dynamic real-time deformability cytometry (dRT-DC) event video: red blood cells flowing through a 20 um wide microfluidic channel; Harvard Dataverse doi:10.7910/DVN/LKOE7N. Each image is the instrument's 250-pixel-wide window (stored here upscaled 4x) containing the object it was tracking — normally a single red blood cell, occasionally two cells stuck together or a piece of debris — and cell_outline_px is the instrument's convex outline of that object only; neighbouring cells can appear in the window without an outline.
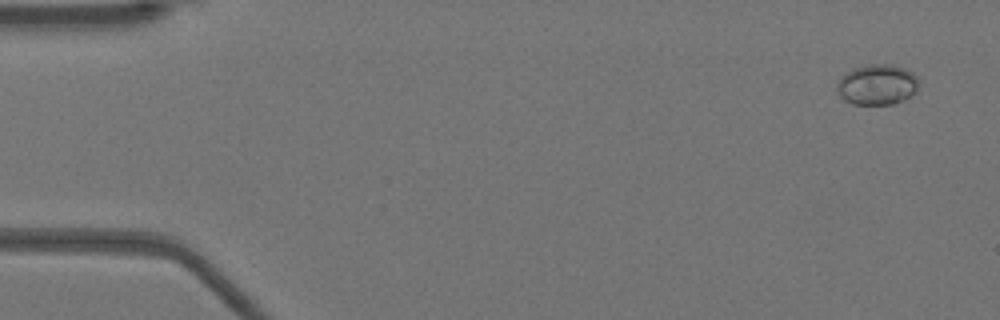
{"species": "Egyptian fruit bat (a non-hibernating species)", "species_latin": "Rousettus aegyptiacus", "temperature_condition": "warm", "stored_images_in_passage": 52, "camera_frame_rate_fps": 3000, "um_per_image_px": 0.085, "animal": {"sex": "female"}, "frame": {"image": 1, "passage_image": 3, "time_ms": 0.667, "image_size_px": [1000, 320], "cell_outline_px": [[920, 84], [916, 92], [904, 100], [892, 104], [852, 104], [844, 100], [840, 96], [836, 88], [836, 84], [840, 76], [852, 68], [868, 64], [892, 64], [904, 68], [912, 72], [920, 80]], "centroid_in_image_um": [74.56, 7.18], "position_along_channel_um": 10.4, "area_um2": 19.71}}
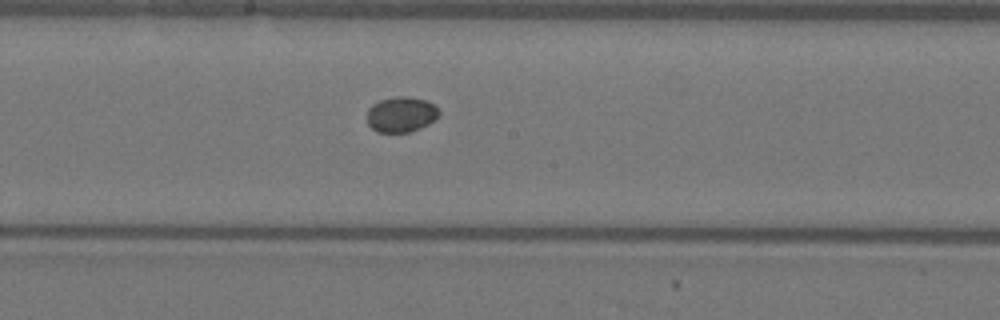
{"frame": {"image": 2, "passage_image": 28, "time_ms": 9.0, "image_size_px": [1000, 320], "cell_outline_px": [[440, 112], [428, 124], [412, 132], [376, 132], [368, 124], [368, 108], [372, 104], [380, 100], [396, 96], [408, 96], [428, 100]], "centroid_in_image_um": [34.07, 9.72], "position_along_channel_um": 214.1, "area_um2": 14.8}}
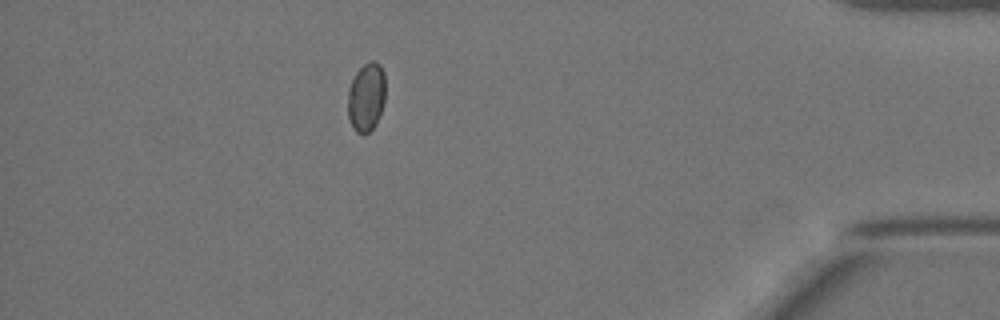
{"frame": {"image": 3, "passage_image": 46, "time_ms": 15.0, "image_size_px": [1000, 320], "cell_outline_px": [[384, 104], [376, 124], [364, 136], [356, 132], [352, 128], [348, 116], [348, 88], [356, 72], [364, 64], [372, 60], [376, 60], [380, 64], [384, 72]], "centroid_in_image_um": [31.13, 8.26], "position_along_channel_um": 404.1, "area_um2": 15.26}}